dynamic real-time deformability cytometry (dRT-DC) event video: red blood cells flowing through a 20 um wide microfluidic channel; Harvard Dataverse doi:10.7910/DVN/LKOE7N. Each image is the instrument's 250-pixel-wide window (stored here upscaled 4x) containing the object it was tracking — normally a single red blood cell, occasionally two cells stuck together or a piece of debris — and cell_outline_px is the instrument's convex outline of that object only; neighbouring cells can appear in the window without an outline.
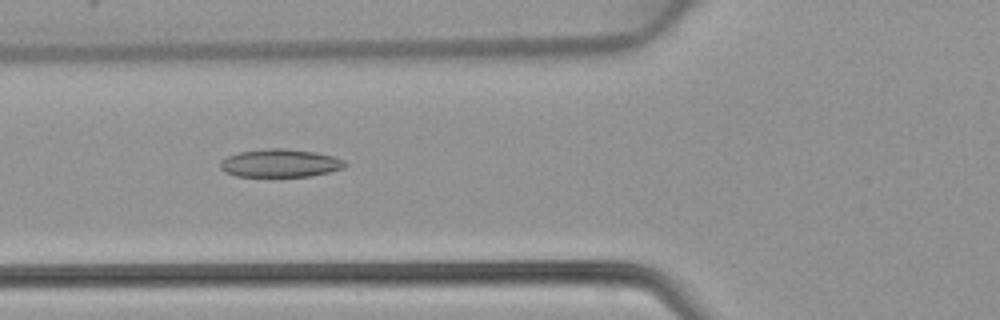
{"species": "common noctule bat (a hibernating species)", "species_latin": "Nyctalus noctula", "temperature_condition": "warm", "stored_images_in_passage": 37, "camera_frame_rate_fps": 3000, "um_per_image_px": 0.085, "animal": {"sex": "female", "body_mass_g": 22.7, "forearm_length_mm": 54.2}, "frame": {"image": 1, "passage_image": 8, "time_ms": 2.333, "image_size_px": [1000, 320], "cell_outline_px": [[348, 164], [344, 168], [312, 176], [236, 176], [224, 172], [220, 168], [220, 160], [228, 156], [240, 152], [268, 148], [284, 148], [316, 152], [336, 156], [344, 160]], "centroid_in_image_um": [23.84, 13.86], "position_along_channel_um": 102.0, "area_um2": 20.52}}
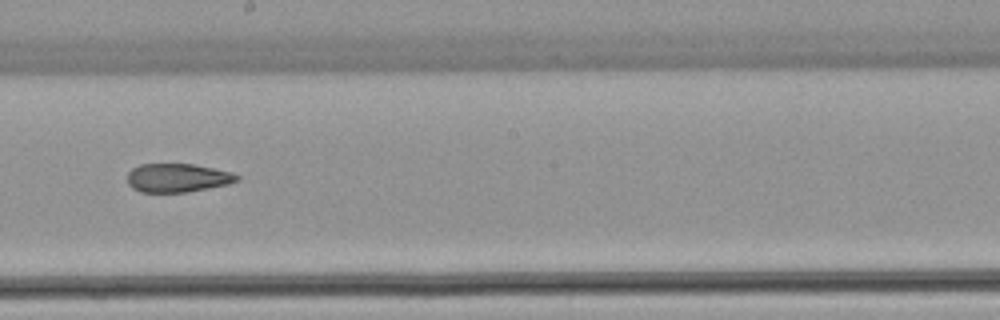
{"frame": {"image": 2, "passage_image": 17, "time_ms": 5.333, "image_size_px": [1000, 320], "cell_outline_px": [[240, 180], [228, 184], [188, 192], [140, 192], [132, 188], [128, 184], [128, 172], [132, 168], [140, 164], [192, 164], [232, 172], [240, 176]], "centroid_in_image_um": [15.09, 15.12], "position_along_channel_um": 233.1, "area_um2": 18.32}}
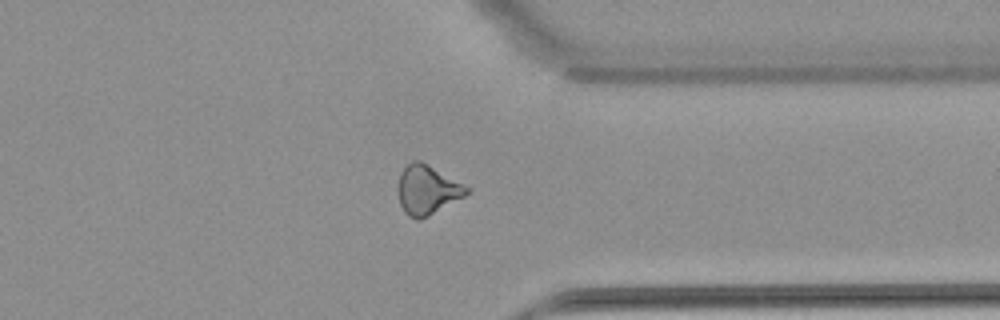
{"frame": {"image": 3, "passage_image": 27, "time_ms": 8.667, "image_size_px": [1000, 320], "cell_outline_px": [[472, 192], [428, 216], [416, 220], [408, 216], [404, 212], [400, 204], [396, 188], [400, 172], [412, 160], [420, 160], [472, 188]], "centroid_in_image_um": [36.31, 16.13], "position_along_channel_um": 375.1, "area_um2": 20.0}}